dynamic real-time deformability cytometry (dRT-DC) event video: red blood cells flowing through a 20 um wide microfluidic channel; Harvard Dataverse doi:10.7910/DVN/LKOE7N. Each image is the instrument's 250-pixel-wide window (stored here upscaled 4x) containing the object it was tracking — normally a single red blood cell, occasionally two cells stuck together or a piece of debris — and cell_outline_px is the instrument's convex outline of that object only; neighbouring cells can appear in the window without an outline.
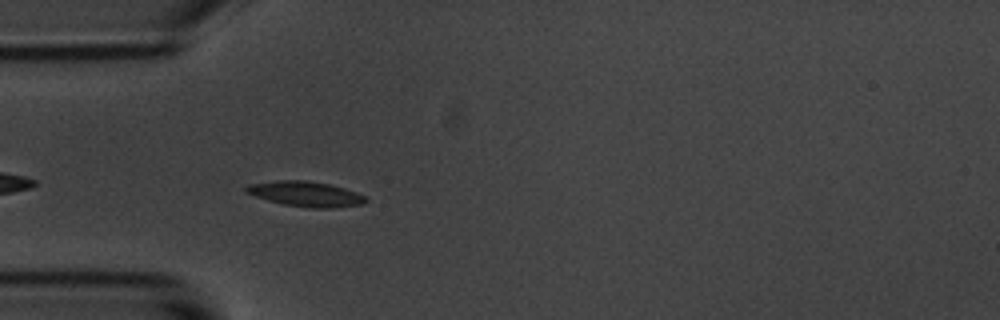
{"species": "common noctule bat (a hibernating species)", "species_latin": "Nyctalus noctula", "temperature_condition": "room temperature", "stored_images_in_passage": 42, "camera_frame_rate_fps": 3000, "um_per_image_px": 0.085, "animal": {"sex": "male", "body_mass_g": 20.1, "forearm_length_mm": 53.5}, "frame": {"image": 1, "passage_image": 3, "time_ms": 0.667, "image_size_px": [1000, 320], "cell_outline_px": [[368, 200], [364, 204], [332, 208], [308, 208], [284, 204], [268, 200], [244, 192], [244, 188], [248, 184], [276, 180], [304, 180], [328, 184], [344, 188], [368, 196]], "centroid_in_image_um": [26.0, 16.49], "position_along_channel_um": 59.0, "area_um2": 17.63}}
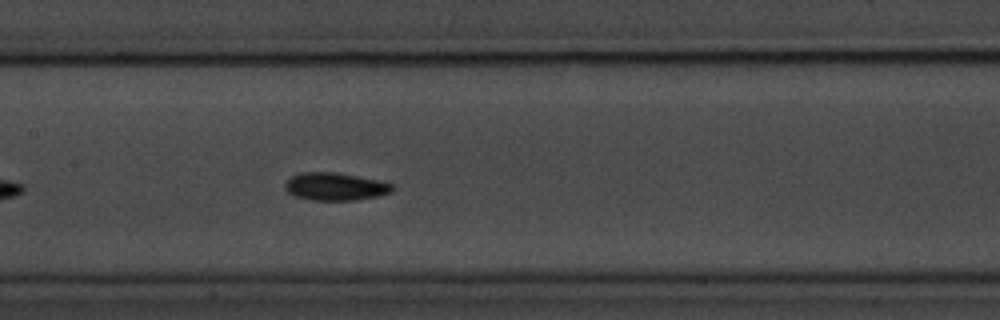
{"frame": {"image": 2, "passage_image": 13, "time_ms": 4.0, "image_size_px": [1000, 320], "cell_outline_px": [[396, 188], [392, 192], [376, 196], [356, 200], [312, 200], [296, 196], [288, 192], [284, 188], [284, 184], [292, 176], [300, 172], [332, 172], [380, 180], [392, 184]], "centroid_in_image_um": [28.51, 15.85], "position_along_channel_um": 178.9, "area_um2": 17.28}}
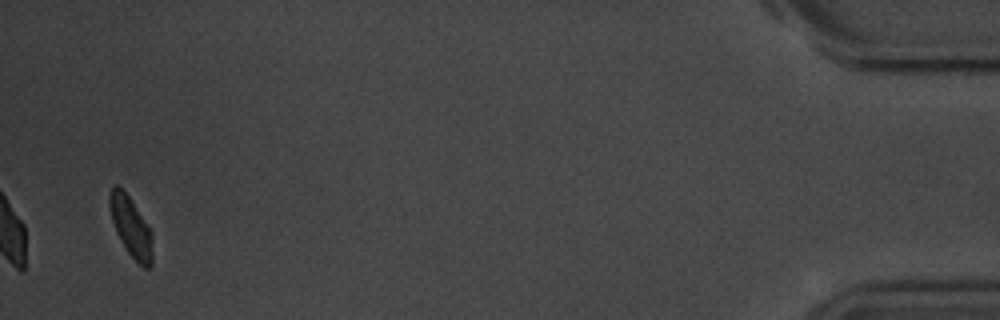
{"frame": {"image": 3, "passage_image": 40, "time_ms": 13.0, "image_size_px": [1000, 320], "cell_outline_px": [[152, 264], [148, 268], [144, 268], [128, 252], [120, 240], [116, 232], [112, 220], [108, 204], [108, 196], [112, 184], [116, 184], [128, 196], [152, 232]], "centroid_in_image_um": [11.1, 19.27], "position_along_channel_um": 424.1, "area_um2": 14.8}, "authors_computed_cell_mechanics": {"area_um2": 16.2707, "velocity_mm_per_s": 3.6657, "shape_relaxation_time_tau1_ms": 2.2638, "shape_relaxation_time_tau2_ms": 5.1414, "deformation_change_tau1": 0.0963, "deformation_change_tau2": 0.0876}}